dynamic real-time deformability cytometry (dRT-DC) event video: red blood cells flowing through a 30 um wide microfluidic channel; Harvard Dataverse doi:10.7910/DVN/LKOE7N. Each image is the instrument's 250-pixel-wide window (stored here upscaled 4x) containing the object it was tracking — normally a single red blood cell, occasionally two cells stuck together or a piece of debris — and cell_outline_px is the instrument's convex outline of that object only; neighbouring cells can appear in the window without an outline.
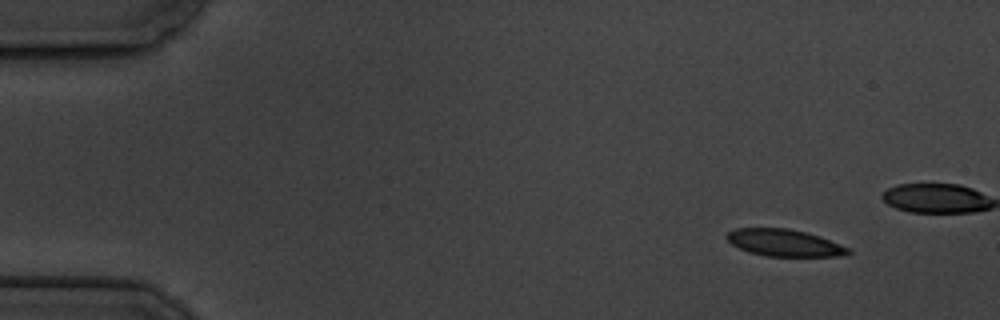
{"species": "common noctule bat (a hibernating species)", "species_latin": "Nyctalus noctula", "temperature_condition": "cold", "stored_images_in_passage": 5, "camera_frame_rate_fps": 3000, "um_per_image_px": 0.085, "animal": {"sex": "male", "body_mass_g": 19.5, "forearm_length_mm": 54.6}, "frame": {"image": 1, "passage_image": 1, "time_ms": 0.0, "image_size_px": [1000, 320], "cell_outline_px": [[852, 252], [836, 256], [768, 256], [748, 252], [732, 244], [724, 236], [728, 232], [736, 228], [788, 228], [820, 236], [848, 248]], "centroid_in_image_um": [66.62, 20.63], "position_along_channel_um": 18.4, "area_um2": 18.84}}